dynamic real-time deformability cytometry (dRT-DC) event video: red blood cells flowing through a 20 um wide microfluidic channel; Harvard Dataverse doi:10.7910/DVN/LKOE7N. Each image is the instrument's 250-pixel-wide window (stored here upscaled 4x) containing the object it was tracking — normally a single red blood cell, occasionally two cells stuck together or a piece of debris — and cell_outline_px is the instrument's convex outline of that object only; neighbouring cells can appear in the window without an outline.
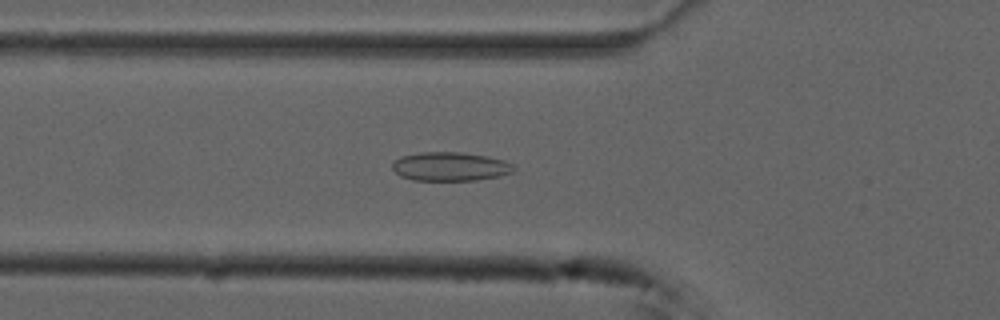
{"species": "common noctule bat (a hibernating species)", "species_latin": "Nyctalus noctula", "temperature_condition": "cold", "stored_images_in_passage": 54, "camera_frame_rate_fps": 3000, "um_per_image_px": 0.085, "animal": {"sex": "male", "forearm_length_mm": 52.5}, "frame": {"image": 1, "passage_image": 19, "time_ms": 6.0, "image_size_px": [1000, 320], "cell_outline_px": [[516, 168], [512, 172], [500, 176], [476, 180], [412, 180], [400, 176], [392, 168], [392, 164], [400, 156], [420, 152], [460, 152], [484, 156], [504, 160], [512, 164]], "centroid_in_image_um": [38.25, 14.15], "position_along_channel_um": 87.5, "area_um2": 20.35}}
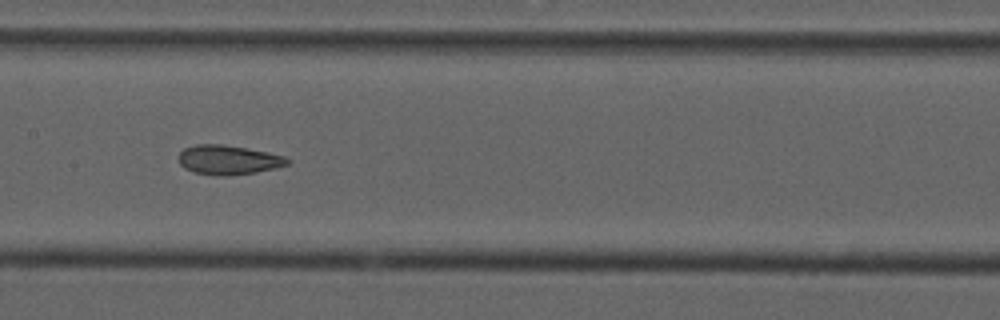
{"frame": {"image": 2, "passage_image": 27, "time_ms": 8.667, "image_size_px": [1000, 320], "cell_outline_px": [[288, 164], [276, 168], [256, 172], [228, 176], [216, 176], [196, 172], [184, 168], [180, 164], [180, 152], [184, 148], [196, 144], [220, 144], [244, 148], [284, 156], [288, 160]], "centroid_in_image_um": [19.38, 13.6], "position_along_channel_um": 188.0, "area_um2": 18.32}}
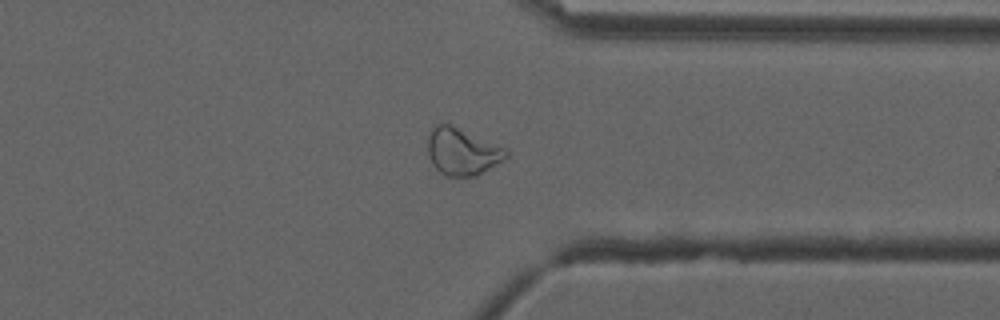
{"frame": {"image": 3, "passage_image": 42, "time_ms": 13.667, "image_size_px": [1000, 320], "cell_outline_px": [[508, 156], [504, 160], [476, 176], [444, 176], [432, 164], [428, 156], [428, 136], [432, 128], [436, 124], [448, 124], [504, 148], [508, 152]], "centroid_in_image_um": [39.25, 12.92], "position_along_channel_um": 372.1, "area_um2": 21.04}, "authors_computed_cell_mechanics": {"area_um2": 22.1085, "velocity_mm_per_s": 3.7453, "shape_relaxation_time_tau1_ms": null, "shape_relaxation_time_tau2_ms": 1.7016, "deformation_change_tau1": null, "deformation_change_tau2": 0.0851}}